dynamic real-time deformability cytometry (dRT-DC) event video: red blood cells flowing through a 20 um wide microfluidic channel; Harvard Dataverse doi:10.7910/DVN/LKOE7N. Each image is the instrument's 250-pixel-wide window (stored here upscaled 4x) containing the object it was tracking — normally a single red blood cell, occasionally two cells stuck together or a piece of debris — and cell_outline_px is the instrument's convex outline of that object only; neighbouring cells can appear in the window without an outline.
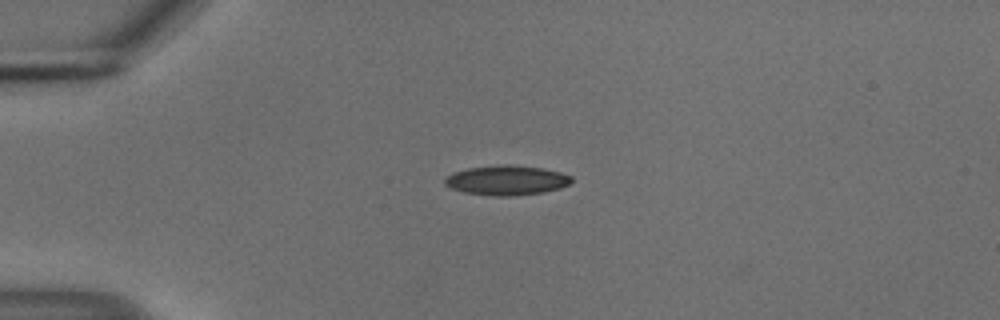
{"species": "common noctule bat (a hibernating species)", "species_latin": "Nyctalus noctula", "temperature_condition": "cold", "stored_images_in_passage": 42, "camera_frame_rate_fps": 3000, "um_per_image_px": 0.085, "animal": {"sex": "male", "body_mass_g": 18.8}, "frame": {"image": 1, "passage_image": 1, "time_ms": 0.0, "image_size_px": [1000, 320], "cell_outline_px": [[572, 180], [568, 184], [560, 188], [544, 192], [512, 196], [496, 196], [464, 192], [452, 188], [444, 184], [444, 180], [452, 172], [468, 168], [500, 164], [508, 164], [540, 168], [560, 172], [572, 176]], "centroid_in_image_um": [43.05, 15.32], "position_along_channel_um": 41.9, "area_um2": 21.85}}
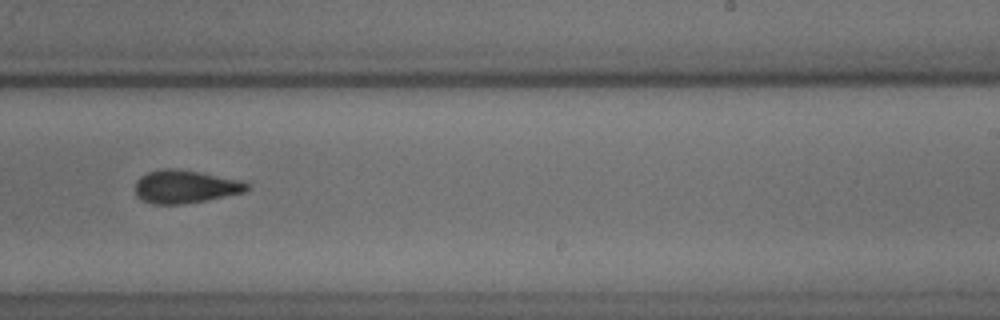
{"frame": {"image": 2, "passage_image": 22, "time_ms": 7.0, "image_size_px": [1000, 320], "cell_outline_px": [[248, 188], [244, 192], [184, 204], [152, 204], [136, 196], [136, 180], [140, 176], [148, 172], [164, 168], [180, 168], [244, 180], [248, 184]], "centroid_in_image_um": [15.74, 15.84], "position_along_channel_um": 273.3, "area_um2": 21.62}}
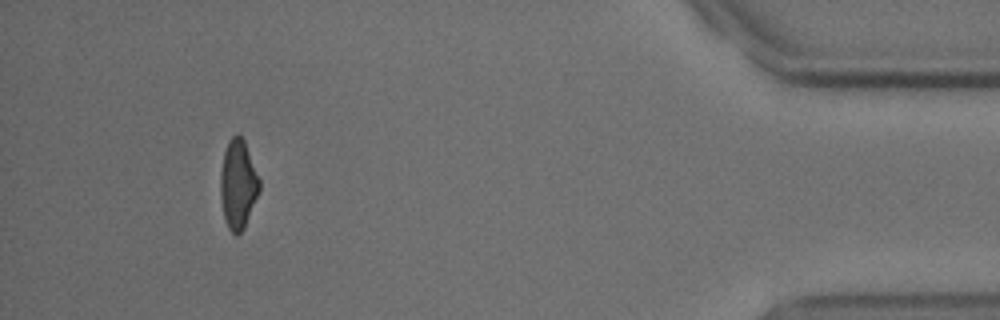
{"frame": {"image": 3, "passage_image": 38, "time_ms": 12.333, "image_size_px": [1000, 320], "cell_outline_px": [[260, 192], [244, 228], [236, 236], [228, 228], [224, 216], [220, 192], [220, 172], [224, 152], [228, 140], [232, 136], [240, 136], [244, 140], [260, 180]], "centroid_in_image_um": [20.24, 15.68], "position_along_channel_um": 415.0, "area_um2": 20.17}, "authors_computed_cell_mechanics": {"area_um2": 21.6172, "velocity_mm_per_s": 3.7294, "shape_relaxation_time_tau1_ms": 3.2636, "shape_relaxation_time_tau2_ms": 1.7304, "deformation_change_tau1": 0.1234, "deformation_change_tau2": 0.0783}}